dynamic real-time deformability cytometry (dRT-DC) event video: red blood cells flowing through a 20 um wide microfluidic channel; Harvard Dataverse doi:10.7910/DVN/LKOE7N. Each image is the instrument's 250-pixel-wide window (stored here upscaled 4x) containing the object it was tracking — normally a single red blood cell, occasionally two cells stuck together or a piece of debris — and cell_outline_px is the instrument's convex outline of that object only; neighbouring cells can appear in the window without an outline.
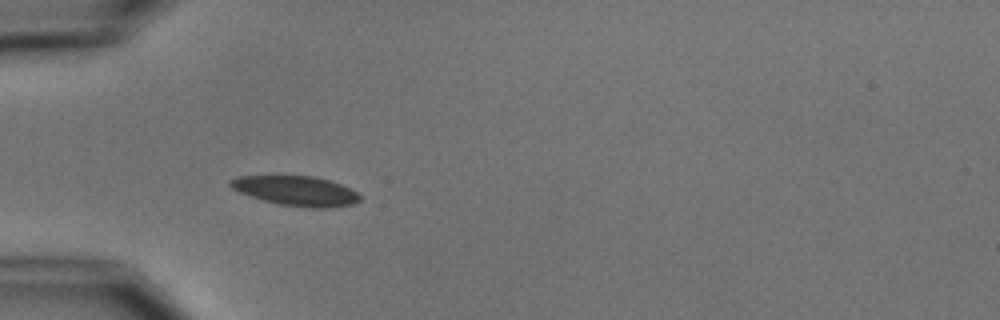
{"species": "common noctule bat (a hibernating species)", "species_latin": "Nyctalus noctula", "temperature_condition": "cold", "stored_images_in_passage": 7, "camera_frame_rate_fps": 3000, "um_per_image_px": 0.085, "animal": {"sex": "male", "body_mass_g": 15.6}, "frame": {"image": 1, "passage_image": 5, "time_ms": 4.667, "image_size_px": [1000, 320], "cell_outline_px": [[360, 200], [352, 204], [324, 208], [312, 208], [280, 204], [264, 200], [240, 192], [232, 188], [228, 184], [228, 180], [236, 176], [276, 172], [312, 176], [328, 180], [340, 184], [356, 192], [360, 196]], "centroid_in_image_um": [25.05, 16.15], "position_along_channel_um": 60.0, "area_um2": 23.18}}
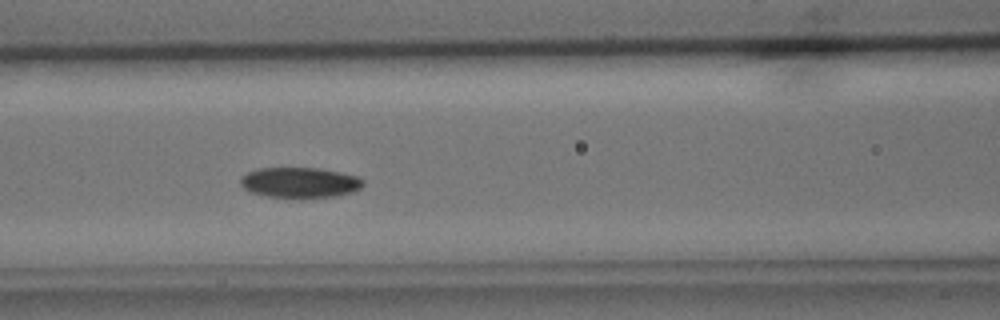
{"frame": {"image": 2, "passage_image": 7, "time_ms": 7.0, "image_size_px": [1000, 320], "cell_outline_px": [[364, 184], [360, 188], [352, 192], [336, 196], [268, 196], [252, 192], [244, 188], [240, 184], [240, 180], [248, 172], [256, 168], [320, 168], [360, 176], [364, 180]], "centroid_in_image_um": [25.53, 15.48], "position_along_channel_um": 141.1, "area_um2": 21.33}}